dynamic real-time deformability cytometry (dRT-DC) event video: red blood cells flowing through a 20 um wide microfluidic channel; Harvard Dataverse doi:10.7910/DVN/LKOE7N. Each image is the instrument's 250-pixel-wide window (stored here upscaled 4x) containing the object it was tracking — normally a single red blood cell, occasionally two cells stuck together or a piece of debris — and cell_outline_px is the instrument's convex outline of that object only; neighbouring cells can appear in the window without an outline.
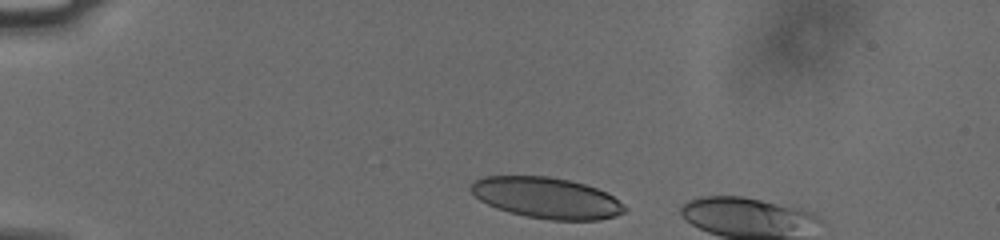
{"species": "human", "species_latin": "Homo sapiens", "temperature_condition": "cold", "stored_images_in_passage": 6, "camera_frame_rate_fps": 3000, "um_per_image_px": 0.085, "donor": {"sex": "male"}, "frame": {"image": 1, "passage_image": 2, "time_ms": 0.333, "image_size_px": [1000, 240], "cell_outline_px": [[628, 208], [624, 212], [616, 216], [600, 220], [552, 220], [528, 216], [508, 212], [496, 208], [480, 200], [468, 188], [476, 180], [484, 176], [548, 176], [568, 180], [584, 184], [596, 188], [612, 196], [624, 204]], "centroid_in_image_um": [46.47, 16.82], "position_along_channel_um": 38.5, "area_um2": 36.59}}